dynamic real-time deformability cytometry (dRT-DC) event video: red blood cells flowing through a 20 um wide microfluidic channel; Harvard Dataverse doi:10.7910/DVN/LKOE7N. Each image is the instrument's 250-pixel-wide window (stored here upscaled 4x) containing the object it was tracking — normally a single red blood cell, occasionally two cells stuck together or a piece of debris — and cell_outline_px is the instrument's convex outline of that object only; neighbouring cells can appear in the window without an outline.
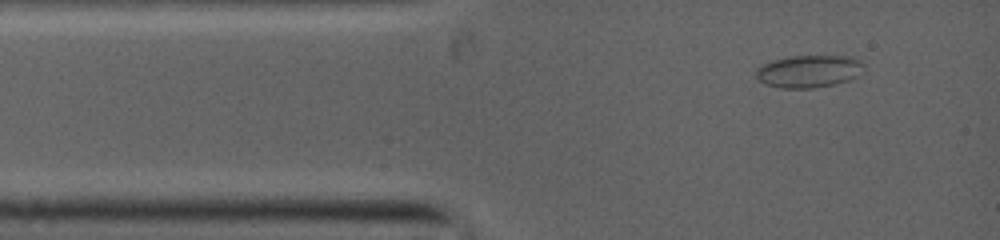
{"species": "common noctule bat (a hibernating species)", "species_latin": "Nyctalus noctula", "temperature_condition": "warm", "stored_images_in_passage": 34, "camera_frame_rate_fps": 5000, "um_per_image_px": 0.085, "animal": {"sex": "female", "body_mass_g": 19.0, "forearm_length_mm": 53.3}, "frame": {"image": 1, "passage_image": 2, "time_ms": 0.8, "image_size_px": [1000, 240], "cell_outline_px": [[864, 72], [860, 76], [836, 84], [812, 88], [780, 88], [764, 84], [756, 76], [756, 68], [764, 64], [776, 60], [792, 56], [844, 56], [860, 60]], "centroid_in_image_um": [68.77, 6.07], "position_along_channel_um": 16.2, "area_um2": 20.29}}
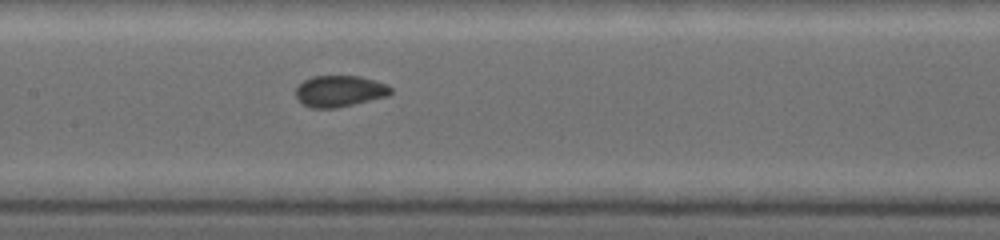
{"frame": {"image": 2, "passage_image": 14, "time_ms": 5.2, "image_size_px": [1000, 240], "cell_outline_px": [[392, 92], [384, 96], [336, 108], [312, 108], [304, 104], [296, 96], [296, 88], [304, 80], [312, 76], [360, 76], [384, 84], [392, 88]], "centroid_in_image_um": [28.82, 7.74], "position_along_channel_um": 178.6, "area_um2": 16.88}}
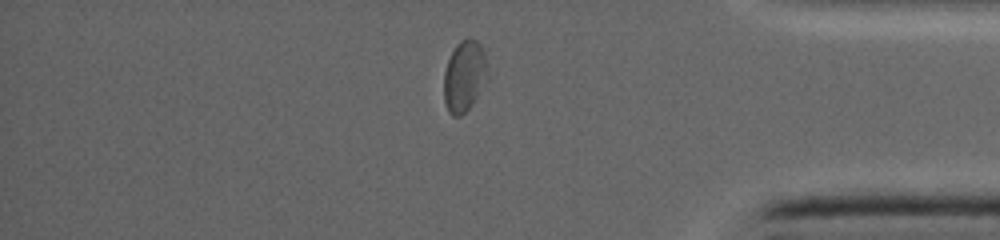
{"frame": {"image": 3, "passage_image": 27, "time_ms": 10.6, "image_size_px": [1000, 240], "cell_outline_px": [[484, 60], [472, 100], [468, 108], [460, 116], [452, 116], [448, 112], [444, 100], [444, 72], [448, 60], [456, 44], [460, 40], [468, 36], [476, 40], [480, 44], [484, 52]], "centroid_in_image_um": [39.31, 6.4], "position_along_channel_um": 395.9, "area_um2": 16.36}}